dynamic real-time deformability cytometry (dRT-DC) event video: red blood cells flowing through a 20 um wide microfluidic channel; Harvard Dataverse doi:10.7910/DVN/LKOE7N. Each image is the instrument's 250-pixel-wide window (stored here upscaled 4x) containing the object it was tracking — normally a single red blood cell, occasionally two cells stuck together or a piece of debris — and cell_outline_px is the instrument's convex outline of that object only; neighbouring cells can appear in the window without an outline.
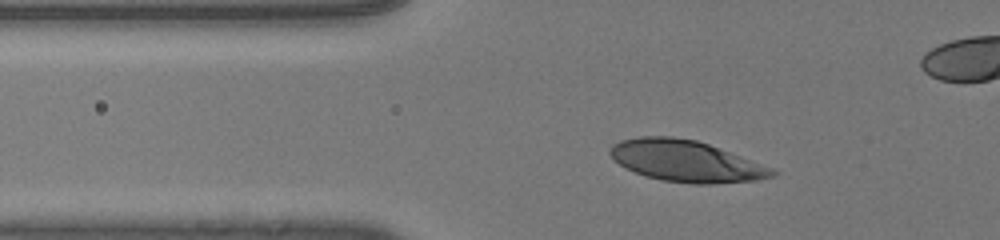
{"species": "human", "species_latin": "Homo sapiens", "temperature_condition": "room temperature", "stored_images_in_passage": 37, "camera_frame_rate_fps": 3000, "um_per_image_px": 0.085, "donor": {"sex": "male"}, "frame": {"image": 1, "passage_image": 9, "time_ms": 2.667, "image_size_px": [1000, 240], "cell_outline_px": [[780, 172], [776, 176], [756, 180], [712, 184], [692, 184], [660, 180], [644, 176], [620, 164], [608, 152], [612, 144], [620, 140], [640, 136], [672, 136], [696, 140], [708, 144], [772, 168]], "centroid_in_image_um": [58.31, 13.69], "position_along_channel_um": 67.5, "area_um2": 38.96}}
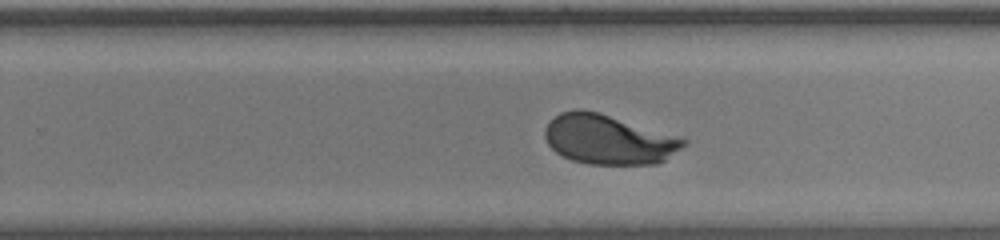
{"frame": {"image": 2, "passage_image": 26, "time_ms": 8.333, "image_size_px": [1000, 240], "cell_outline_px": [[688, 144], [660, 164], [588, 164], [572, 160], [556, 152], [548, 144], [544, 136], [544, 128], [560, 112], [576, 108], [580, 108], [600, 112], [688, 140]], "centroid_in_image_um": [51.72, 11.86], "position_along_channel_um": 278.1, "area_um2": 40.11}}
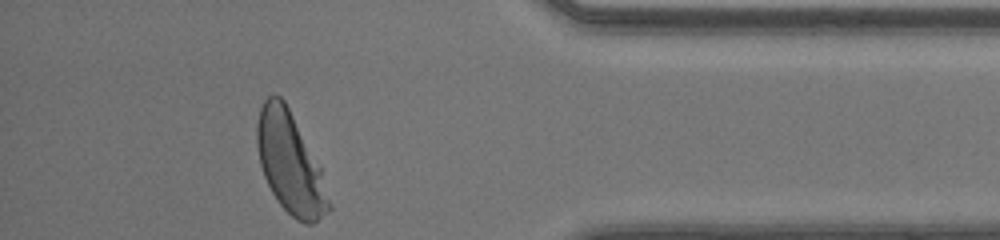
{"frame": {"image": 3, "passage_image": 37, "time_ms": 12.0, "image_size_px": [1000, 240], "cell_outline_px": [[332, 208], [328, 212], [312, 224], [304, 224], [296, 220], [276, 200], [264, 176], [260, 164], [256, 144], [256, 124], [260, 108], [264, 100], [268, 96], [276, 92], [284, 100], [320, 168], [332, 204]], "centroid_in_image_um": [24.64, 13.88], "position_along_channel_um": 410.6, "area_um2": 41.91}, "authors_computed_cell_mechanics": {"area_um2": 40.2288, "velocity_mm_per_s": 4.1036, "shape_relaxation_time_tau1_ms": 2.3633, "shape_relaxation_time_tau2_ms": null, "deformation_change_tau1": 0.1525, "deformation_change_tau2": null}}